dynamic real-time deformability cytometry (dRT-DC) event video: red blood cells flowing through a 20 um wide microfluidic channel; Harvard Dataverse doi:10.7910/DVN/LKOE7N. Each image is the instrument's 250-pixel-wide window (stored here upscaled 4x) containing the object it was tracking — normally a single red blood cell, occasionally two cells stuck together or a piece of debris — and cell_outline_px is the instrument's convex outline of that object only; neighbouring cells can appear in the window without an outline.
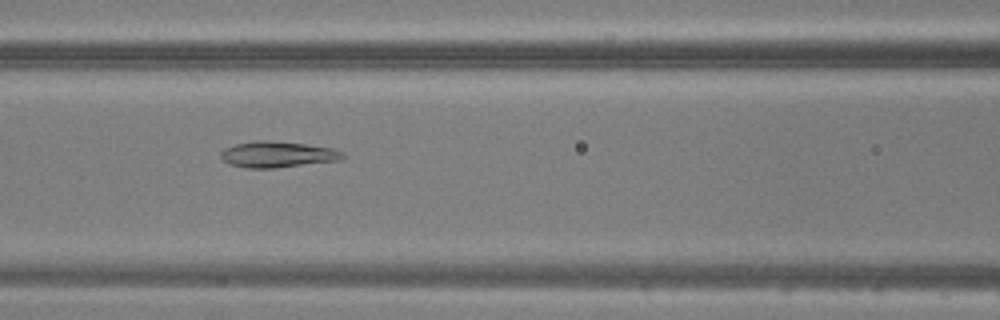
{"species": "common noctule bat (a hibernating species)", "species_latin": "Nyctalus noctula", "temperature_condition": "warm", "stored_images_in_passage": 47, "camera_frame_rate_fps": 3000, "um_per_image_px": 0.085, "animal": {"sex": "male", "body_mass_g": 20.5, "forearm_length_mm": 52.5}, "frame": {"image": 1, "passage_image": 21, "time_ms": 6.667, "image_size_px": [1000, 320], "cell_outline_px": [[344, 156], [340, 160], [276, 168], [244, 168], [228, 164], [220, 156], [220, 152], [224, 148], [236, 144], [252, 140], [268, 140], [308, 144], [332, 148], [344, 152]], "centroid_in_image_um": [23.56, 13.12], "position_along_channel_um": 143.0, "area_um2": 18.73}}
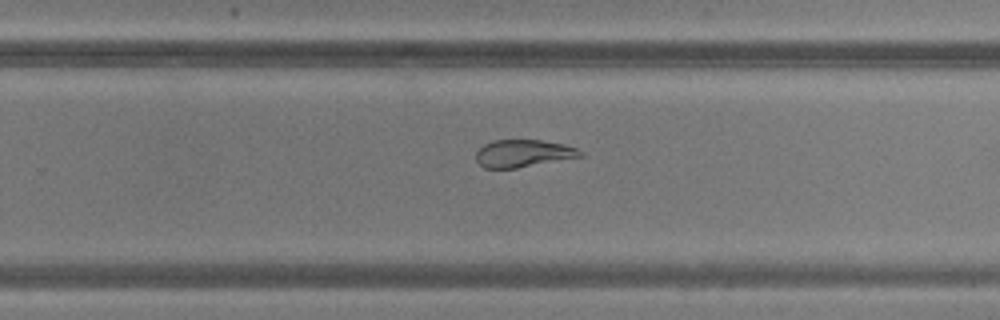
{"frame": {"image": 2, "passage_image": 31, "time_ms": 10.0, "image_size_px": [1000, 320], "cell_outline_px": [[584, 156], [516, 168], [484, 168], [476, 160], [476, 152], [484, 144], [492, 140], [540, 140], [564, 144], [576, 148], [584, 152]], "centroid_in_image_um": [44.48, 13.03], "position_along_channel_um": 285.3, "area_um2": 16.65}}
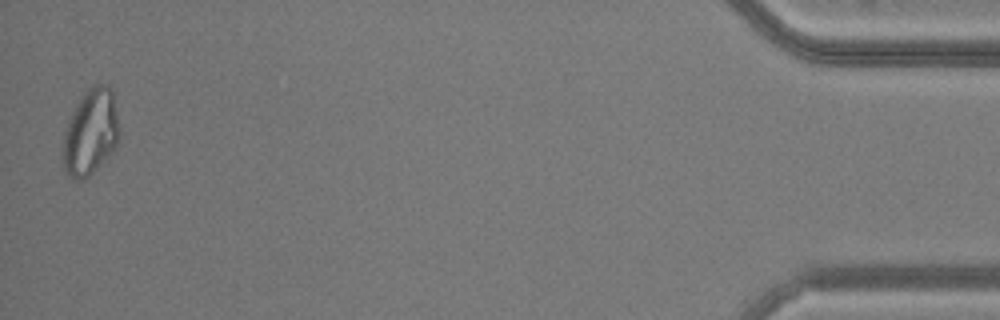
{"frame": {"image": 3, "passage_image": 47, "time_ms": 15.333, "image_size_px": [1000, 320], "cell_outline_px": [[120, 136], [116, 148], [88, 176], [80, 180], [76, 180], [68, 176], [64, 172], [64, 132], [72, 112], [80, 96], [92, 84], [108, 84], [112, 88], [120, 132]], "centroid_in_image_um": [7.72, 11.2], "position_along_channel_um": 427.5, "area_um2": 28.26}}